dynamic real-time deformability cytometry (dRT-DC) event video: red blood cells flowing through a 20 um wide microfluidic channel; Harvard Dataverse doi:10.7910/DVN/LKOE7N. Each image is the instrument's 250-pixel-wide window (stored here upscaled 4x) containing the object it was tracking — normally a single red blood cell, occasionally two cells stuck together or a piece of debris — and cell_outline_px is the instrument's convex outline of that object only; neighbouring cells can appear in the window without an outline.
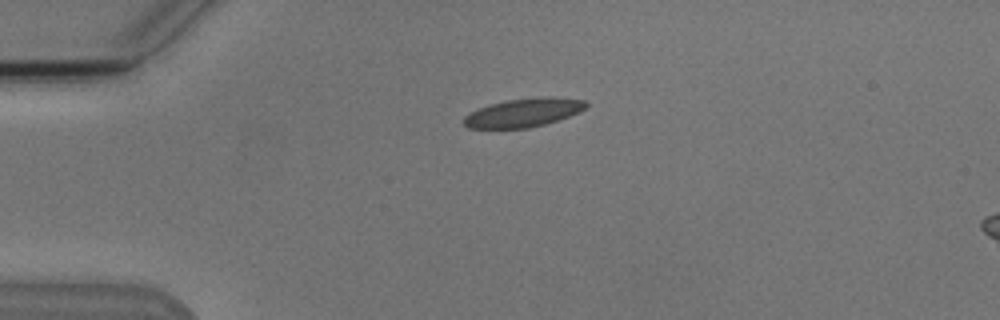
{"species": "Egyptian fruit bat (a non-hibernating species)", "species_latin": "Rousettus aegyptiacus", "temperature_condition": "cold", "stored_images_in_passage": 3, "camera_frame_rate_fps": 3000, "um_per_image_px": 0.085, "animal": {"sex": "male"}, "frame": {"image": 1, "passage_image": 1, "time_ms": 0.0, "image_size_px": [1000, 320], "cell_outline_px": [[588, 104], [580, 112], [544, 124], [528, 128], [468, 128], [464, 124], [464, 116], [468, 112], [488, 104], [508, 100], [584, 100]], "centroid_in_image_um": [44.34, 9.64], "position_along_channel_um": 40.7, "area_um2": 19.13}}